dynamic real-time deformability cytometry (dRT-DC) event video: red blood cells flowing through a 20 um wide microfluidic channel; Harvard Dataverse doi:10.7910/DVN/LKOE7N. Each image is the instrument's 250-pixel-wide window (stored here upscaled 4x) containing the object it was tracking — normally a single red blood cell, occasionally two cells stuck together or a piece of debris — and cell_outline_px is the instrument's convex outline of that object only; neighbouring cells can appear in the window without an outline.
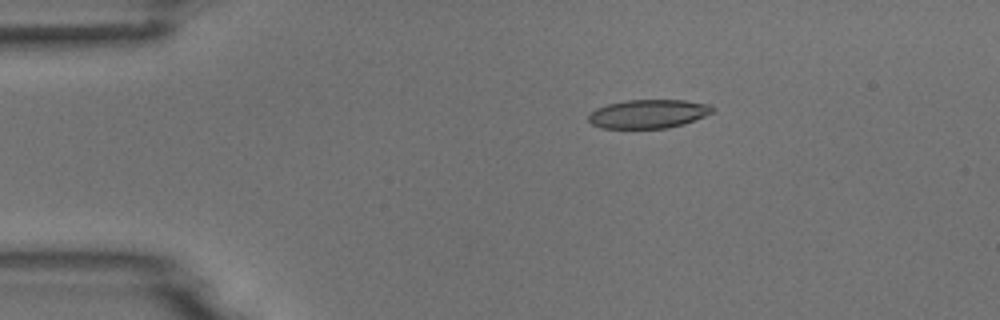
{"species": "common noctule bat (a hibernating species)", "species_latin": "Nyctalus noctula", "temperature_condition": "room temperature", "stored_images_in_passage": 5, "camera_frame_rate_fps": 3000, "um_per_image_px": 0.085, "animal": {"sex": "male", "body_mass_g": 18.8}, "frame": {"image": 1, "passage_image": 3, "time_ms": 2.667, "image_size_px": [1000, 320], "cell_outline_px": [[716, 108], [712, 112], [704, 116], [684, 124], [668, 128], [600, 128], [592, 124], [588, 120], [588, 116], [596, 108], [608, 104], [628, 100], [684, 100], [712, 104]], "centroid_in_image_um": [55.14, 9.67], "position_along_channel_um": 29.9, "area_um2": 20.81}}